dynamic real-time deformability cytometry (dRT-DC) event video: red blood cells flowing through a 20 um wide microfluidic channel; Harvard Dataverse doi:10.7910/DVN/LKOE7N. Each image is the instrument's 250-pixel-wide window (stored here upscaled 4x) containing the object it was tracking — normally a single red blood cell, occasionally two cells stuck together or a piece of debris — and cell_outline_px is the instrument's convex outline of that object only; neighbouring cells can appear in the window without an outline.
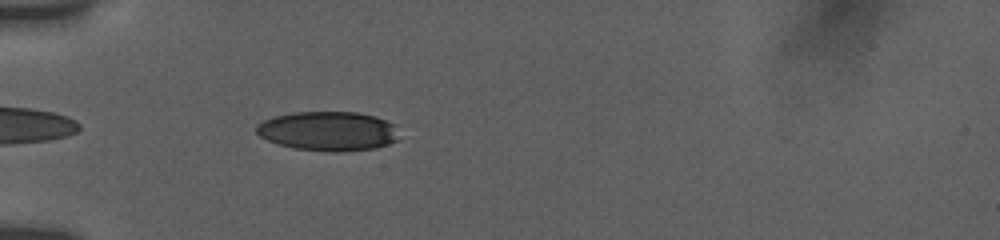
{"species": "human", "species_latin": "Homo sapiens", "temperature_condition": "room temperature", "stored_images_in_passage": 40, "camera_frame_rate_fps": 3000, "um_per_image_px": 0.085, "donor": {"sex": "female"}, "frame": {"image": 1, "passage_image": 3, "time_ms": 0.667, "image_size_px": [1000, 240], "cell_outline_px": [[396, 140], [388, 144], [376, 148], [336, 152], [332, 152], [292, 148], [268, 140], [260, 136], [256, 132], [256, 128], [264, 120], [272, 116], [292, 112], [356, 112], [376, 116], [396, 124]], "centroid_in_image_um": [27.9, 11.14], "position_along_channel_um": 57.1, "area_um2": 32.71}}
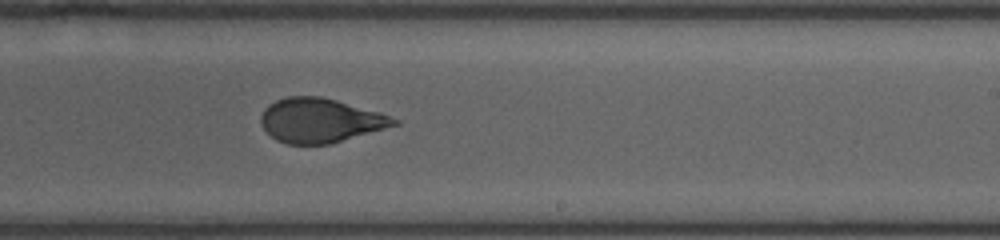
{"frame": {"image": 2, "passage_image": 20, "time_ms": 6.333, "image_size_px": [1000, 240], "cell_outline_px": [[400, 124], [332, 144], [288, 144], [276, 140], [264, 128], [260, 120], [260, 116], [264, 108], [268, 104], [276, 100], [288, 96], [320, 96], [336, 100], [380, 112], [400, 120]], "centroid_in_image_um": [27.23, 10.24], "position_along_channel_um": 261.8, "area_um2": 34.45}}
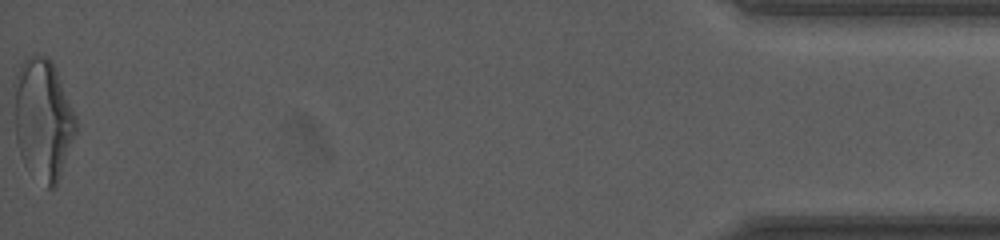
{"frame": {"image": 3, "passage_image": 40, "time_ms": 13.0, "image_size_px": [1000, 240], "cell_outline_px": [[76, 132], [60, 176], [56, 184], [52, 188], [48, 188], [24, 164], [20, 156], [16, 140], [12, 84], [20, 64], [28, 56], [36, 52], [48, 56], [52, 60], [56, 68], [76, 116]], "centroid_in_image_um": [3.62, 10.05], "position_along_channel_um": 431.6, "area_um2": 44.1}, "authors_computed_cell_mechanics": {"area_um2": 35.4603, "velocity_mm_per_s": 3.8439, "shape_relaxation_time_tau1_ms": 4.6004, "shape_relaxation_time_tau2_ms": 1.0278, "deformation_change_tau1": 0.1698, "deformation_change_tau2": 0.0804}}